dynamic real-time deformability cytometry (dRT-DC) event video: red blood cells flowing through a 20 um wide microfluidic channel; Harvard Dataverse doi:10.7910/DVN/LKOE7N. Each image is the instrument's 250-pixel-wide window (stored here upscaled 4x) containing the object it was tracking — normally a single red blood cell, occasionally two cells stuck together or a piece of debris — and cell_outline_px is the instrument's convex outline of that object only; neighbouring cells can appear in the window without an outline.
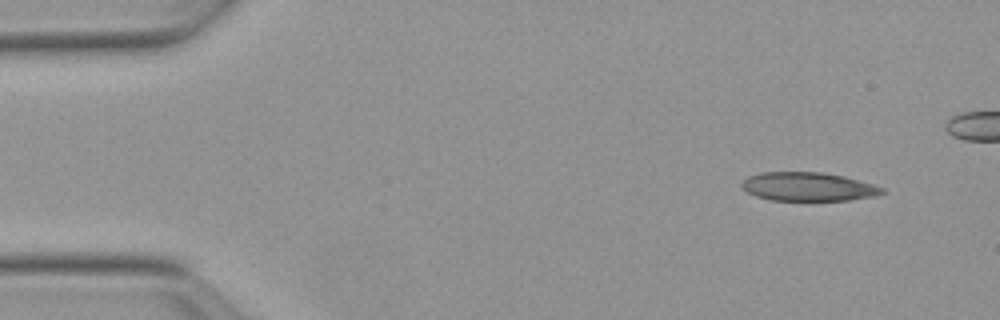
{"species": "Egyptian fruit bat (a non-hibernating species)", "species_latin": "Rousettus aegyptiacus", "temperature_condition": "warm", "stored_images_in_passage": 4, "camera_frame_rate_fps": 3000, "um_per_image_px": 0.085, "animal": {"sex": "female"}, "frame": {"image": 1, "passage_image": 1, "time_ms": 0.0, "image_size_px": [1000, 320], "cell_outline_px": [[884, 192], [876, 196], [848, 200], [772, 200], [756, 196], [748, 192], [740, 184], [748, 176], [760, 172], [824, 172], [844, 176], [872, 184], [884, 188]], "centroid_in_image_um": [68.69, 15.86], "position_along_channel_um": 16.3, "area_um2": 23.35}}